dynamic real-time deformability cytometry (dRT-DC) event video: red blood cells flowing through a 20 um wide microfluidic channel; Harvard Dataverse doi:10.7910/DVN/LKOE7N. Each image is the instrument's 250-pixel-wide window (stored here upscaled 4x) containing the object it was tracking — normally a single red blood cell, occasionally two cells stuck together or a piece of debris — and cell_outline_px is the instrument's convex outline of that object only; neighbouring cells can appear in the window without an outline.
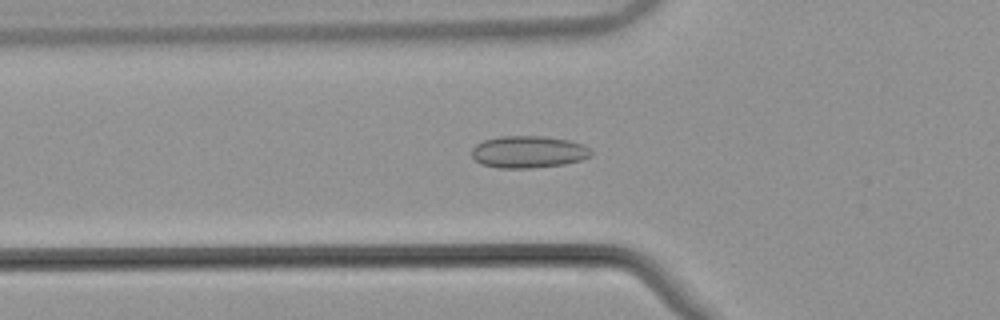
{"species": "common noctule bat (a hibernating species)", "species_latin": "Nyctalus noctula", "temperature_condition": "warm", "stored_images_in_passage": 41, "camera_frame_rate_fps": 3000, "um_per_image_px": 0.085, "animal": {"sex": "male", "body_mass_g": 21.5, "forearm_length_mm": 52.0}, "frame": {"image": 1, "passage_image": 6, "time_ms": 1.667, "image_size_px": [1000, 320], "cell_outline_px": [[592, 156], [580, 160], [564, 164], [532, 168], [496, 168], [480, 164], [472, 156], [472, 148], [476, 144], [484, 140], [500, 136], [544, 136], [568, 140], [584, 144], [592, 152]], "centroid_in_image_um": [44.9, 12.91], "position_along_channel_um": 80.9, "area_um2": 22.43}}
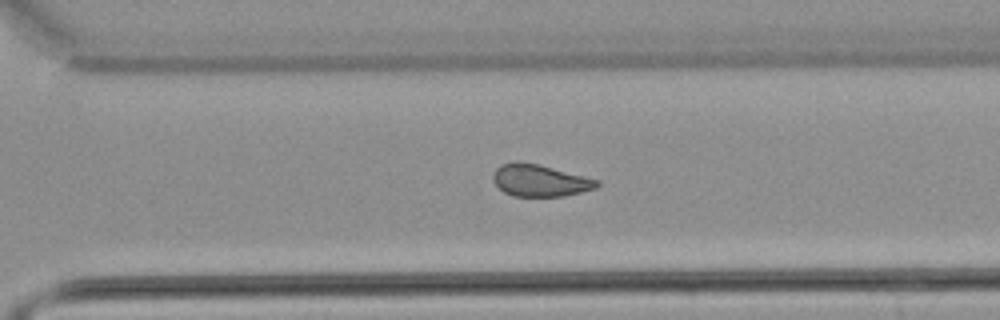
{"frame": {"image": 2, "passage_image": 25, "time_ms": 8.0, "image_size_px": [1000, 320], "cell_outline_px": [[600, 184], [596, 188], [564, 196], [512, 196], [504, 192], [492, 180], [492, 176], [496, 168], [500, 164], [516, 160], [520, 160], [540, 164], [600, 180]], "centroid_in_image_um": [45.87, 15.31], "position_along_channel_um": 324.7, "area_um2": 19.65}}
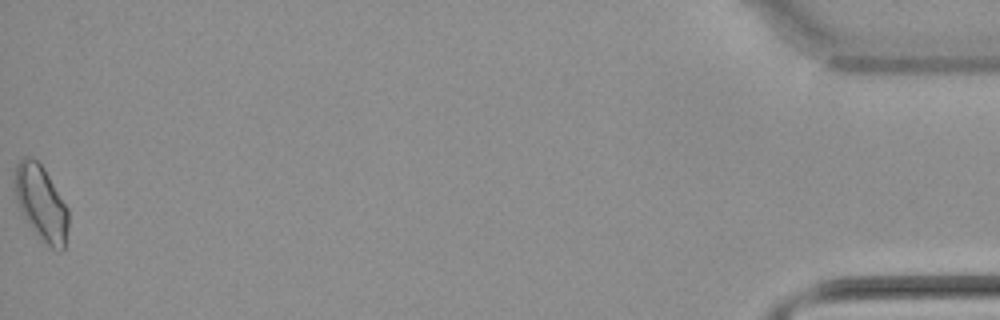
{"frame": {"image": 3, "passage_image": 41, "time_ms": 13.333, "image_size_px": [1000, 320], "cell_outline_px": [[68, 224], [64, 248], [60, 252], [52, 248], [40, 240], [36, 236], [24, 216], [16, 200], [16, 164], [24, 156], [28, 156], [36, 160], [44, 168], [68, 208]], "centroid_in_image_um": [3.52, 17.29], "position_along_channel_um": 431.7, "area_um2": 23.18}, "authors_computed_cell_mechanics": {"area_um2": 19.9988, "velocity_mm_per_s": 3.8529, "shape_relaxation_time_tau1_ms": null, "shape_relaxation_time_tau2_ms": 1.5121, "deformation_change_tau1": null, "deformation_change_tau2": 0.0561}}